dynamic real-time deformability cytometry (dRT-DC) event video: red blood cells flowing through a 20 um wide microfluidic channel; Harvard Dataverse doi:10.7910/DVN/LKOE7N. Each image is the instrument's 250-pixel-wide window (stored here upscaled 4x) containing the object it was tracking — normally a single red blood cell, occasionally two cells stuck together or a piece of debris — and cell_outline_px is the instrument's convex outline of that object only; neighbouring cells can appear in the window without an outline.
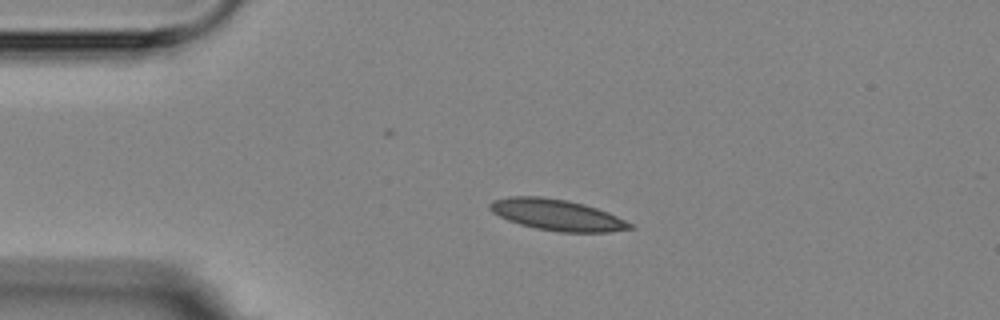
{"species": "Egyptian fruit bat (a non-hibernating species)", "species_latin": "Rousettus aegyptiacus", "temperature_condition": "room temperature", "stored_images_in_passage": 4, "segment_of_instrument_passage": [1, 2], "camera_frame_rate_fps": 3000, "um_per_image_px": 0.085, "animal": {"sex": "female"}, "frame": {"image": 1, "passage_image": 2, "time_ms": 2.0, "image_size_px": [1000, 320], "cell_outline_px": [[636, 228], [608, 232], [560, 232], [536, 228], [520, 224], [508, 220], [492, 212], [488, 208], [488, 204], [492, 200], [508, 196], [540, 196], [568, 200], [584, 204], [608, 212], [636, 224]], "centroid_in_image_um": [47.37, 18.26], "position_along_channel_um": 37.6, "area_um2": 25.66}}